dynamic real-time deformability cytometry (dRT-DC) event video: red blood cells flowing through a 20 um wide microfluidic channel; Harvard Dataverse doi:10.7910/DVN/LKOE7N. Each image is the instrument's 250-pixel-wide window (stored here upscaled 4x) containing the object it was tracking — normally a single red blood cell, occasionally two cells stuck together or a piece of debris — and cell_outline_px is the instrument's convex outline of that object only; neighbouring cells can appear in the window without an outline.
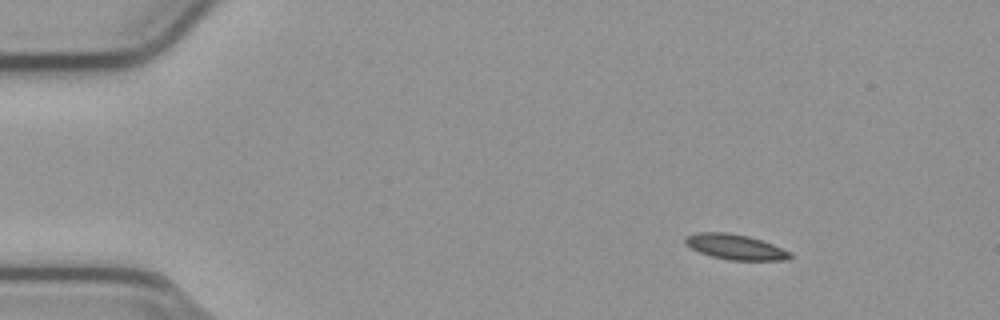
{"species": "common noctule bat (a hibernating species)", "species_latin": "Nyctalus noctula", "temperature_condition": "cold", "stored_images_in_passage": 16, "camera_frame_rate_fps": 3000, "um_per_image_px": 0.085, "animal": {"sex": "male", "body_mass_g": 23.1, "forearm_length_mm": 52.7}, "frame": {"image": 1, "passage_image": 7, "time_ms": 2.0, "image_size_px": [1000, 320], "cell_outline_px": [[792, 256], [788, 260], [728, 260], [712, 256], [700, 252], [684, 244], [684, 236], [696, 232], [728, 232], [748, 236], [772, 244], [792, 252]], "centroid_in_image_um": [62.48, 20.98], "position_along_channel_um": 22.5, "area_um2": 15.49}}